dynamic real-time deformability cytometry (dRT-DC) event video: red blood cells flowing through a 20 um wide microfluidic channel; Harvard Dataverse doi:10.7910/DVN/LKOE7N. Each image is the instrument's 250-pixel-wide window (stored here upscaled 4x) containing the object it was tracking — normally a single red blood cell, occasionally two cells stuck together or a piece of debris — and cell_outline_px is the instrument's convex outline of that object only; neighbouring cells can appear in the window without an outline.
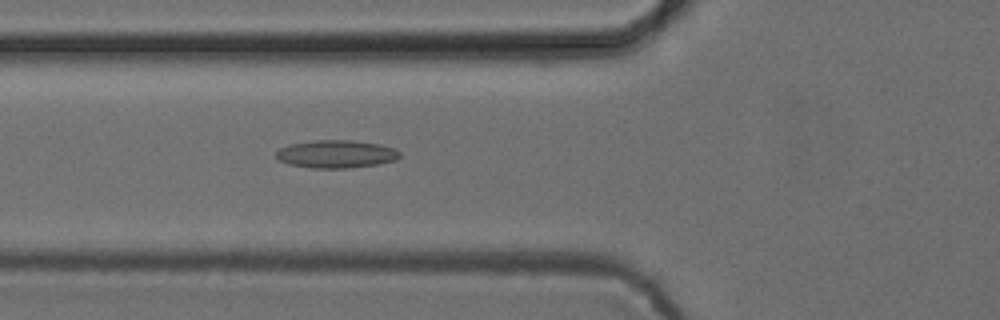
{"species": "common noctule bat (a hibernating species)", "species_latin": "Nyctalus noctula", "temperature_condition": "cold", "stored_images_in_passage": 49, "camera_frame_rate_fps": 3000, "um_per_image_px": 0.085, "animal": {"sex": "female", "body_mass_g": 24.6, "forearm_length_mm": 56.2}, "frame": {"image": 1, "passage_image": 16, "time_ms": 5.0, "image_size_px": [1000, 320], "cell_outline_px": [[400, 156], [396, 160], [376, 164], [348, 168], [312, 168], [288, 164], [280, 160], [276, 156], [276, 152], [280, 148], [292, 144], [312, 140], [352, 140], [380, 144], [396, 148], [400, 152]], "centroid_in_image_um": [28.6, 13.09], "position_along_channel_um": 97.2, "area_um2": 20.06}}
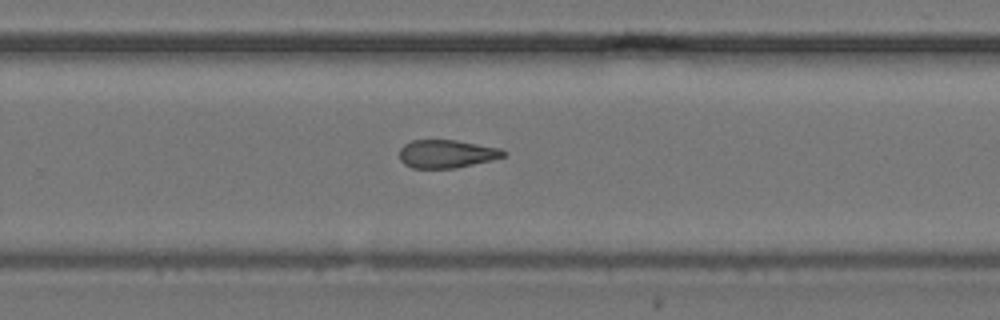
{"frame": {"image": 2, "passage_image": 31, "time_ms": 10.0, "image_size_px": [1000, 320], "cell_outline_px": [[508, 152], [504, 156], [492, 160], [456, 168], [412, 168], [404, 164], [400, 160], [400, 148], [404, 144], [412, 140], [456, 140], [500, 148]], "centroid_in_image_um": [37.96, 13.08], "position_along_channel_um": 291.8, "area_um2": 17.11}}
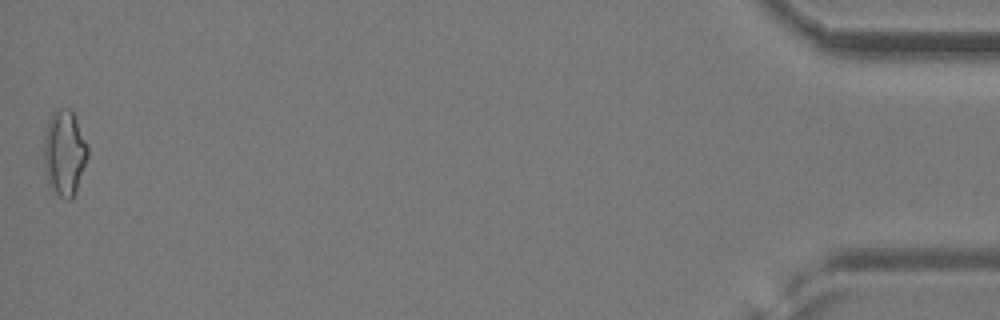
{"frame": {"image": 3, "passage_image": 49, "time_ms": 16.0, "image_size_px": [1000, 320], "cell_outline_px": [[88, 156], [76, 192], [68, 200], [60, 196], [56, 192], [48, 180], [44, 168], [44, 136], [48, 120], [52, 112], [60, 108], [68, 108], [72, 112], [76, 120], [88, 148]], "centroid_in_image_um": [5.47, 12.97], "position_along_channel_um": 429.7, "area_um2": 21.44}, "authors_computed_cell_mechanics": {"area_um2": 18.5538, "velocity_mm_per_s": 3.8876, "shape_relaxation_time_tau1_ms": null, "shape_relaxation_time_tau2_ms": 6.1438, "deformation_change_tau1": null, "deformation_change_tau2": 0.1772}}